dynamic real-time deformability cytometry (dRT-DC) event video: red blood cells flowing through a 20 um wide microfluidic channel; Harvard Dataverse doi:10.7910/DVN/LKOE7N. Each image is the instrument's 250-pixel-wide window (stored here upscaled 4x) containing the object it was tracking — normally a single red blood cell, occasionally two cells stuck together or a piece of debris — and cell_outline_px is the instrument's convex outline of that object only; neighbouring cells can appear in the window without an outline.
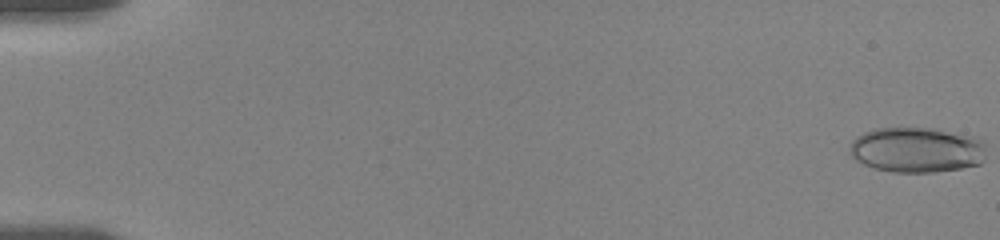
{"species": "human", "species_latin": "Homo sapiens", "temperature_condition": "room temperature", "stored_images_in_passage": 22, "camera_frame_rate_fps": 3000, "um_per_image_px": 0.085, "donor": {"sex": "female"}, "frame": {"image": 1, "passage_image": 1, "time_ms": 0.0, "image_size_px": [1000, 240], "cell_outline_px": [[984, 160], [980, 164], [960, 168], [932, 172], [892, 172], [876, 168], [864, 164], [856, 160], [848, 152], [852, 140], [856, 136], [864, 132], [876, 128], [928, 128], [984, 140]], "centroid_in_image_um": [77.87, 12.75], "position_along_channel_um": 7.1, "area_um2": 35.66}}